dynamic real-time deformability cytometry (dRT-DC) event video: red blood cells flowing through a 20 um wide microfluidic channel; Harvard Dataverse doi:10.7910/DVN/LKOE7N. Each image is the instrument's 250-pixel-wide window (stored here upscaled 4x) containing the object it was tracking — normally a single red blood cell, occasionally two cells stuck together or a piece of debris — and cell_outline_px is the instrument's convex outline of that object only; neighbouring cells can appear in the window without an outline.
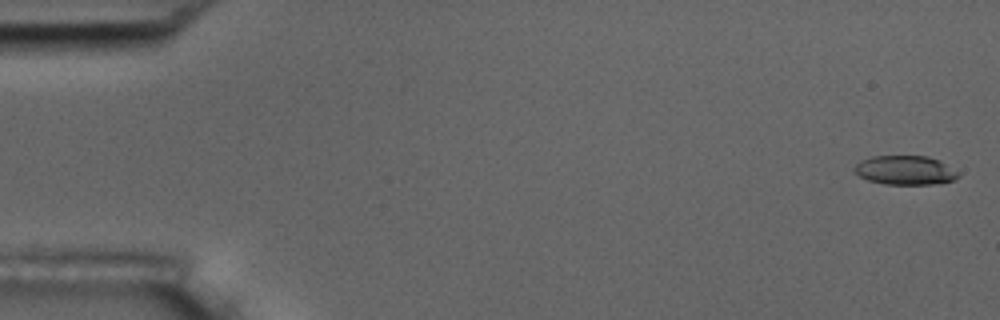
{"species": "common noctule bat (a hibernating species)", "species_latin": "Nyctalus noctula", "temperature_condition": "room temperature", "stored_images_in_passage": 6, "segment_of_instrument_passage": [1, 2], "camera_frame_rate_fps": 3000, "um_per_image_px": 0.085, "animal": {"sex": "male", "body_mass_g": 17.5, "forearm_length_mm": 52.3}, "frame": {"image": 1, "passage_image": 1, "time_ms": 0.0, "image_size_px": [1000, 320], "cell_outline_px": [[960, 176], [952, 180], [932, 184], [884, 184], [868, 180], [860, 176], [852, 168], [860, 160], [872, 156], [928, 156], [940, 160], [960, 172]], "centroid_in_image_um": [76.95, 14.46], "position_along_channel_um": 8.1, "area_um2": 17.69}}
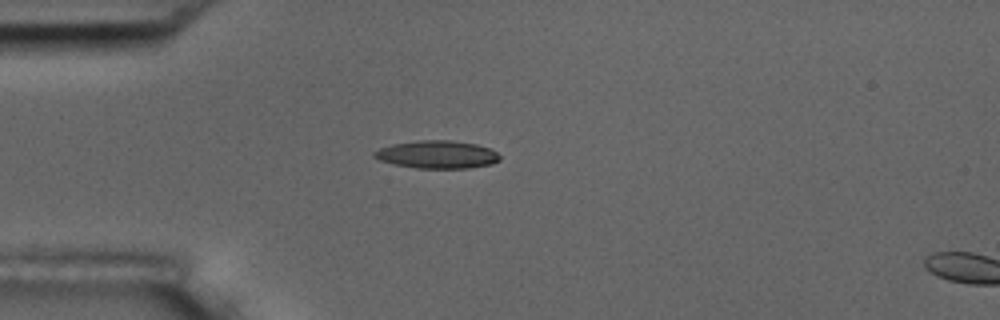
{"frame": {"image": 2, "passage_image": 5, "time_ms": 1.333, "image_size_px": [1000, 320], "cell_outline_px": [[500, 160], [492, 164], [468, 168], [416, 168], [392, 164], [380, 160], [372, 156], [372, 152], [380, 148], [392, 144], [420, 140], [452, 140], [476, 144], [488, 148], [496, 152], [500, 156]], "centroid_in_image_um": [37.14, 13.13], "position_along_channel_um": 47.9, "area_um2": 20.4}}